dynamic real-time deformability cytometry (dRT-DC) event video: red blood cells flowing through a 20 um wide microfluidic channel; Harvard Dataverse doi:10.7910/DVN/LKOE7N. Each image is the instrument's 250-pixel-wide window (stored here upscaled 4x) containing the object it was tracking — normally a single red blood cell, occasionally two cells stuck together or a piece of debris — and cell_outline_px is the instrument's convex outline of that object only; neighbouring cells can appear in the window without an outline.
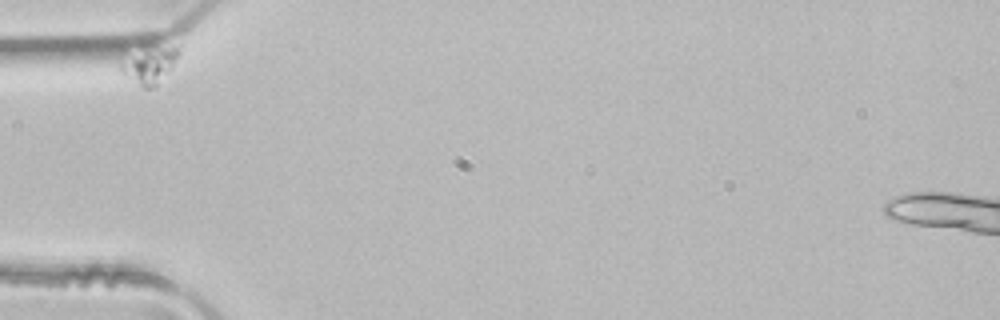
{"species": "common noctule bat (a hibernating species)", "species_latin": "Nyctalus noctula", "temperature_condition": "room temperature", "stored_images_in_passage": 8, "segment_of_instrument_passage": [1, 2], "camera_frame_rate_fps": 3000, "um_per_image_px": 0.085, "animal": {"sex": "male", "body_mass_g": 21.5, "forearm_length_mm": 52.0}, "frame": {"image": 1, "passage_image": 1, "time_ms": 0.0, "image_size_px": [1000, 320], "cell_outline_px": [[180, 52], [172, 64], [156, 84], [152, 88], [144, 88], [124, 76], [116, 68], [116, 64], [148, 52], [180, 44]], "centroid_in_image_um": [12.67, 5.62], "position_along_channel_um": 72.3, "area_um2": 10.98}}
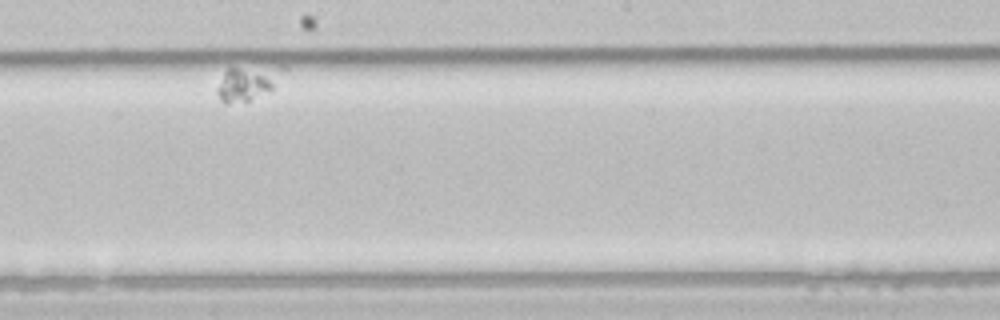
{"frame": {"image": 2, "passage_image": 6, "time_ms": 1.667, "image_size_px": [1000, 320], "cell_outline_px": [[272, 88], [248, 100], [228, 104], [224, 104], [220, 100], [216, 92], [216, 88], [224, 72], [228, 68], [236, 68], [264, 76], [272, 84]], "centroid_in_image_um": [20.48, 7.3], "position_along_channel_um": 227.7, "area_um2": 10.0}}
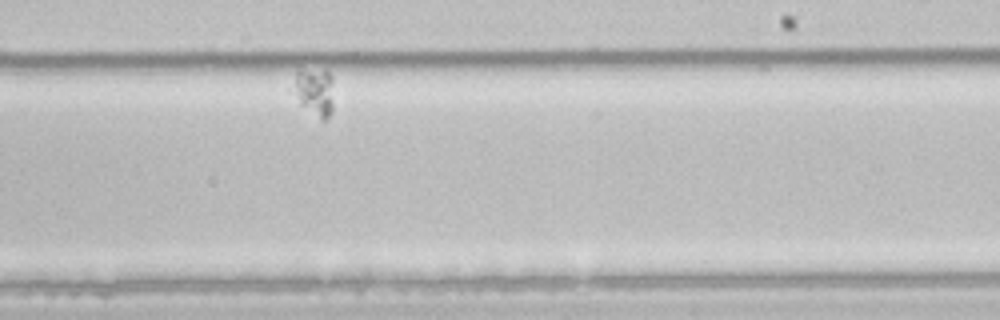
{"frame": {"image": 3, "passage_image": 7, "time_ms": 2.0, "image_size_px": [1000, 320], "cell_outline_px": [[332, 112], [324, 120], [320, 120], [300, 104], [288, 92], [288, 88], [296, 76], [300, 72], [328, 72], [332, 76]], "centroid_in_image_um": [26.66, 7.88], "position_along_channel_um": 262.3, "area_um2": 11.27}}